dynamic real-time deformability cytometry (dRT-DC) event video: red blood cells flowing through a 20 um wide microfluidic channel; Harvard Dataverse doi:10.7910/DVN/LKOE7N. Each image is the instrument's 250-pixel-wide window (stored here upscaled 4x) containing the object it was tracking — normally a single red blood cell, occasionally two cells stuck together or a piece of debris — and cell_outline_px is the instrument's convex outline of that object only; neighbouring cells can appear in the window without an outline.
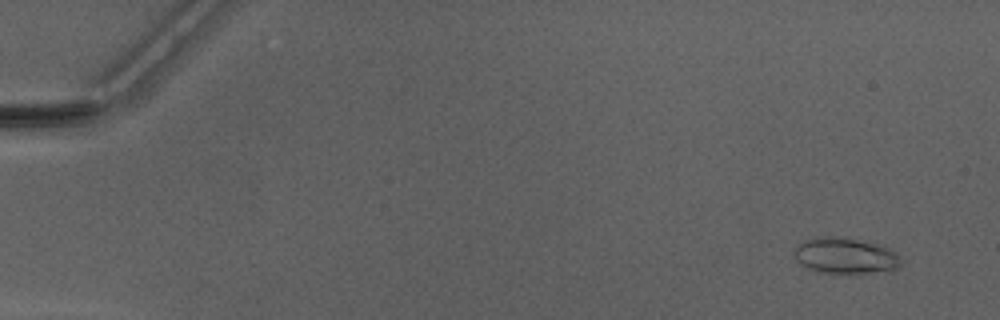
{"species": "Egyptian fruit bat (a non-hibernating species)", "species_latin": "Rousettus aegyptiacus", "temperature_condition": "warm", "stored_images_in_passage": 48, "camera_frame_rate_fps": 3000, "um_per_image_px": 0.085, "animal": {"sex": "male"}, "frame": {"image": 1, "passage_image": 1, "time_ms": 0.0, "image_size_px": [1000, 320], "cell_outline_px": [[900, 264], [892, 272], [848, 276], [824, 272], [808, 268], [796, 260], [796, 248], [804, 240], [816, 236], [832, 236], [856, 240], [876, 244], [888, 248], [896, 252], [900, 256]], "centroid_in_image_um": [71.92, 21.79], "position_along_channel_um": 13.1, "area_um2": 22.83}}
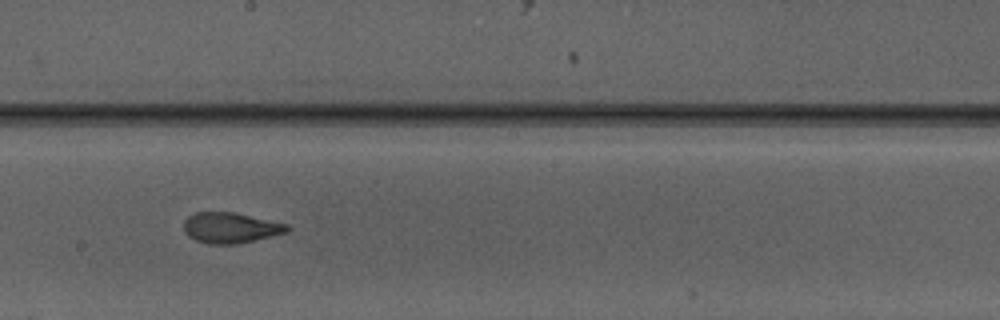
{"frame": {"image": 2, "passage_image": 27, "time_ms": 8.667, "image_size_px": [1000, 320], "cell_outline_px": [[292, 228], [288, 232], [236, 244], [208, 244], [196, 240], [188, 236], [184, 232], [184, 220], [188, 216], [196, 212], [236, 212], [288, 224]], "centroid_in_image_um": [19.6, 19.35], "position_along_channel_um": 228.6, "area_um2": 18.55}}
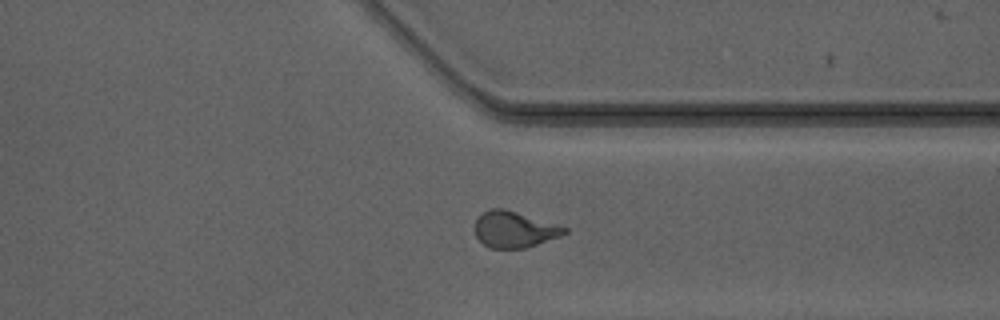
{"frame": {"image": 3, "passage_image": 37, "time_ms": 12.0, "image_size_px": [1000, 320], "cell_outline_px": [[568, 232], [560, 236], [524, 248], [488, 248], [476, 236], [476, 220], [488, 208], [504, 208], [568, 228]], "centroid_in_image_um": [43.71, 19.5], "position_along_channel_um": 367.7, "area_um2": 18.55}, "authors_computed_cell_mechanics": {"area_um2": 19.1318, "velocity_mm_per_s": 4.1743, "shape_relaxation_time_tau1_ms": 5.0576, "shape_relaxation_time_tau2_ms": 0.9731, "deformation_change_tau1": 0.179, "deformation_change_tau2": 0.0719}}